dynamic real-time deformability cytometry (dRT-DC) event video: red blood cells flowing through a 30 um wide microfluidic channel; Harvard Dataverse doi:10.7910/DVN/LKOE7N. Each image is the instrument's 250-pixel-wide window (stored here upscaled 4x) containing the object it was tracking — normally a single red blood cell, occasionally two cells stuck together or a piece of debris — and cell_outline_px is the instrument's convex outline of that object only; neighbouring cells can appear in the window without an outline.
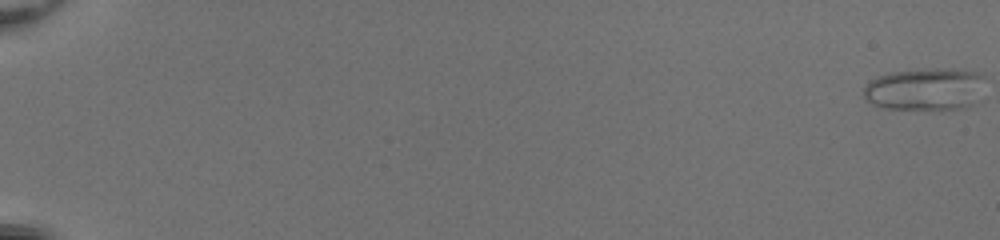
{"species": "common noctule bat (a hibernating species)", "species_latin": "Nyctalus noctula", "temperature_condition": "room temperature", "stored_images_in_passage": 53, "camera_frame_rate_fps": 3000, "um_per_image_px": 0.085, "animal": {"sex": "female", "body_mass_g": 20.0, "forearm_length_mm": 54.0}, "frame": {"image": 1, "passage_image": 1, "time_ms": 0.0, "image_size_px": [1000, 240], "cell_outline_px": [[984, 76], [976, 104], [968, 108], [944, 112], [928, 112], [884, 108], [872, 104], [864, 96], [864, 88], [868, 80], [892, 72], [936, 68], [952, 68], [976, 72]], "centroid_in_image_um": [78.66, 7.64], "position_along_channel_um": 6.3, "area_um2": 31.15}}
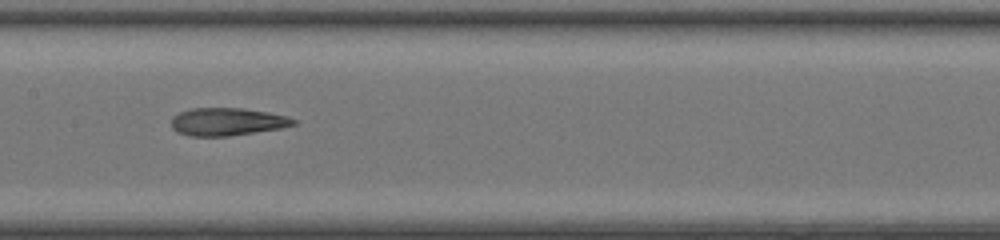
{"frame": {"image": 2, "passage_image": 30, "time_ms": 9.667, "image_size_px": [1000, 240], "cell_outline_px": [[296, 124], [280, 128], [228, 136], [188, 136], [176, 132], [172, 128], [172, 116], [180, 112], [192, 108], [244, 108], [268, 112], [288, 116], [296, 120]], "centroid_in_image_um": [19.29, 10.34], "position_along_channel_um": 188.1, "area_um2": 19.77}}
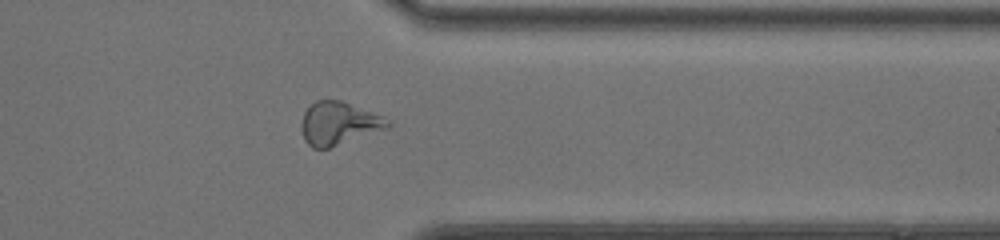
{"frame": {"image": 3, "passage_image": 44, "time_ms": 14.333, "image_size_px": [1000, 240], "cell_outline_px": [[392, 124], [388, 128], [328, 148], [312, 148], [304, 140], [300, 128], [300, 124], [304, 112], [316, 100], [340, 100], [392, 120]], "centroid_in_image_um": [28.77, 10.49], "position_along_channel_um": 382.6, "area_um2": 21.5}, "authors_computed_cell_mechanics": {"area_um2": 22.0218, "velocity_mm_per_s": 4.2108, "shape_relaxation_time_tau1_ms": null, "shape_relaxation_time_tau2_ms": 2.1242, "deformation_change_tau1": null, "deformation_change_tau2": 0.1147}}